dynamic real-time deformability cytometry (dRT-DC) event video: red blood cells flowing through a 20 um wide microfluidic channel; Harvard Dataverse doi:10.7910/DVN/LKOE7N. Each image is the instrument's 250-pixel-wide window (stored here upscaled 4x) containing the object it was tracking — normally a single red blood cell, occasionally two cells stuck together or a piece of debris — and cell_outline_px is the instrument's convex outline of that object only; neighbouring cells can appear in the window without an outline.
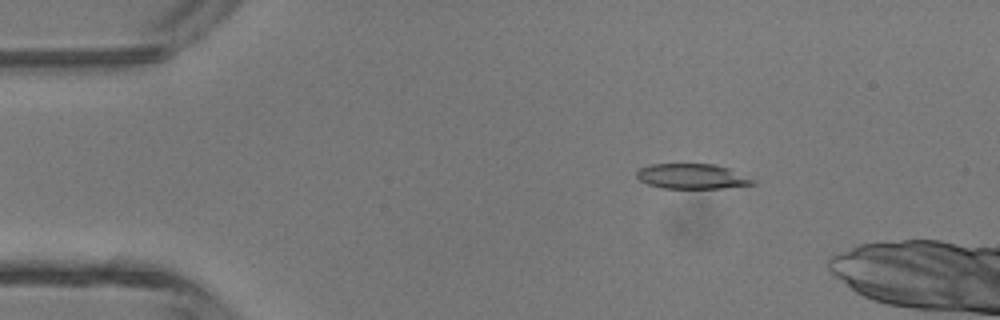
{"species": "common noctule bat (a hibernating species)", "species_latin": "Nyctalus noctula", "temperature_condition": "room temperature", "stored_images_in_passage": 5, "camera_frame_rate_fps": 3000, "um_per_image_px": 0.085, "animal": {"sex": "male", "body_mass_g": 13.3}, "frame": {"image": 1, "passage_image": 3, "time_ms": 0.667, "image_size_px": [1000, 320], "cell_outline_px": [[756, 184], [724, 188], [660, 188], [648, 184], [640, 180], [636, 176], [636, 172], [640, 168], [652, 164], [712, 164], [728, 168], [756, 180]], "centroid_in_image_um": [58.83, 14.99], "position_along_channel_um": 26.2, "area_um2": 16.94}}